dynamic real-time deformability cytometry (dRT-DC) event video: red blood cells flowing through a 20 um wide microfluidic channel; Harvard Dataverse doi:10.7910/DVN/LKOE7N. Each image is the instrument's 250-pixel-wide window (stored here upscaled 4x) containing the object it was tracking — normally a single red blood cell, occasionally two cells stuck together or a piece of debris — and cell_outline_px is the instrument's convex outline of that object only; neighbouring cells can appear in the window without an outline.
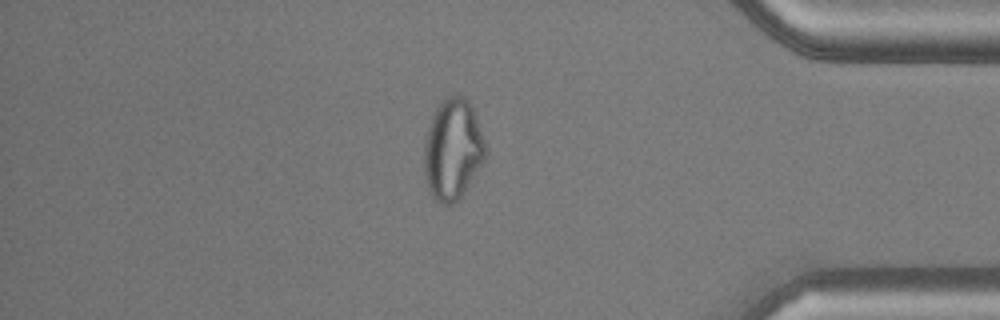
{"species": "common noctule bat (a hibernating species)", "species_latin": "Nyctalus noctula", "temperature_condition": "warm", "stored_images_in_passage": 47, "camera_frame_rate_fps": 3000, "um_per_image_px": 0.085, "animal": {"sex": "male", "body_mass_g": 20.5, "forearm_length_mm": 52.5}, "frame": {"image": 1, "passage_image": 40, "time_ms": 13.0, "image_size_px": [1000, 320], "cell_outline_px": [[488, 152], [484, 160], [468, 188], [452, 204], [440, 204], [432, 196], [428, 188], [424, 172], [424, 144], [428, 128], [432, 116], [436, 108], [444, 96], [456, 92], [464, 96], [472, 104], [488, 148]], "centroid_in_image_um": [38.51, 12.65], "position_along_channel_um": 396.7, "area_um2": 36.76}}
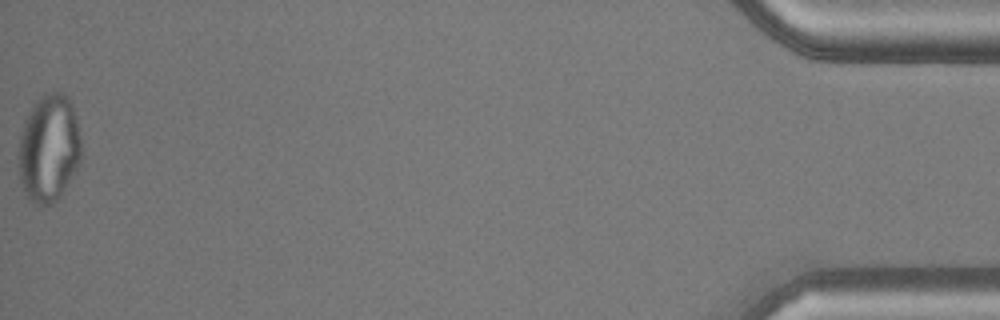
{"frame": {"image": 2, "passage_image": 47, "time_ms": 15.333, "image_size_px": [1000, 320], "cell_outline_px": [[84, 156], [76, 172], [60, 196], [52, 204], [32, 204], [24, 192], [20, 180], [16, 156], [20, 136], [24, 120], [40, 96], [52, 92], [60, 92], [68, 96], [72, 104], [76, 116]], "centroid_in_image_um": [4.17, 12.63], "position_along_channel_um": 431.0, "area_um2": 40.23}}